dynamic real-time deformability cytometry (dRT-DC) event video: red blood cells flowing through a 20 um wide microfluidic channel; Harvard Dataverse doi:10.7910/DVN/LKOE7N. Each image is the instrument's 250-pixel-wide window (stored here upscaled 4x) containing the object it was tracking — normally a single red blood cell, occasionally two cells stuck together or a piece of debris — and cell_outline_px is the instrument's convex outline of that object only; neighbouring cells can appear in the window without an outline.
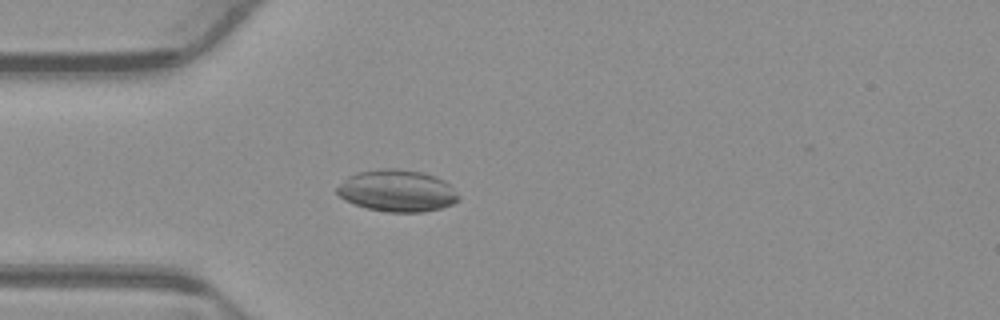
{"species": "common noctule bat (a hibernating species)", "species_latin": "Nyctalus noctula", "temperature_condition": "warm", "stored_images_in_passage": 53, "camera_frame_rate_fps": 3000, "um_per_image_px": 0.085, "animal": {"sex": "male", "body_mass_g": 23.1, "forearm_length_mm": 52.7}, "frame": {"image": 1, "passage_image": 15, "time_ms": 4.667, "image_size_px": [1000, 320], "cell_outline_px": [[460, 200], [452, 204], [440, 208], [424, 212], [388, 212], [368, 208], [344, 200], [336, 192], [336, 188], [348, 176], [356, 172], [380, 168], [396, 168], [424, 172], [444, 180], [460, 196]], "centroid_in_image_um": [33.75, 16.2], "position_along_channel_um": 51.2, "area_um2": 29.71}}
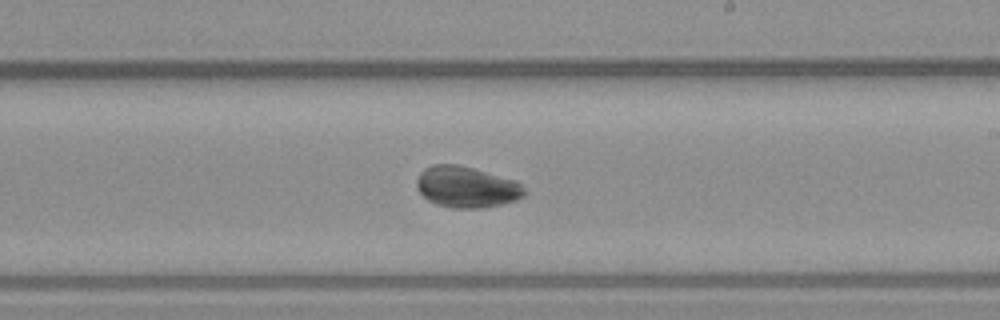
{"frame": {"image": 2, "passage_image": 31, "time_ms": 10.0, "image_size_px": [1000, 320], "cell_outline_px": [[528, 192], [524, 196], [516, 200], [504, 204], [484, 208], [452, 208], [436, 204], [428, 200], [416, 188], [416, 180], [420, 172], [424, 168], [432, 164], [456, 164], [472, 168], [516, 180]], "centroid_in_image_um": [39.66, 15.9], "position_along_channel_um": 249.3, "area_um2": 26.07}}
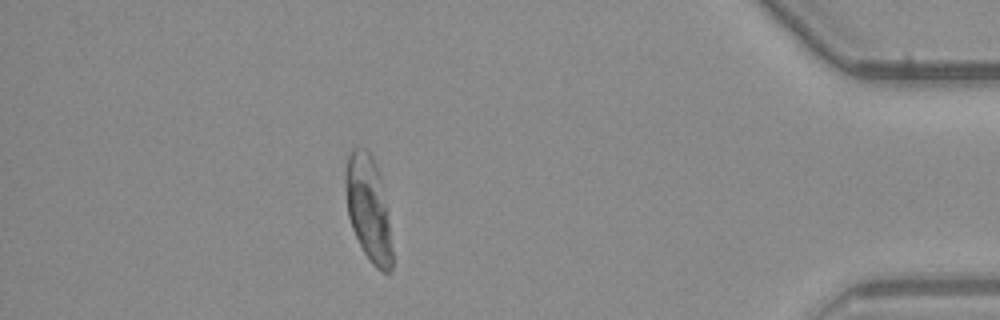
{"frame": {"image": 3, "passage_image": 47, "time_ms": 15.333, "image_size_px": [1000, 320], "cell_outline_px": [[392, 268], [388, 272], [384, 272], [376, 268], [368, 260], [352, 228], [348, 216], [344, 188], [344, 176], [348, 152], [356, 144], [364, 148], [372, 156], [376, 164], [380, 176], [388, 216], [392, 248]], "centroid_in_image_um": [31.28, 17.66], "position_along_channel_um": 403.9, "area_um2": 28.9}, "authors_computed_cell_mechanics": {"area_um2": 27.2816, "velocity_mm_per_s": 3.8537, "shape_relaxation_time_tau1_ms": 4.0916, "shape_relaxation_time_tau2_ms": 1.471, "deformation_change_tau1": 0.0885, "deformation_change_tau2": 0.0309}}